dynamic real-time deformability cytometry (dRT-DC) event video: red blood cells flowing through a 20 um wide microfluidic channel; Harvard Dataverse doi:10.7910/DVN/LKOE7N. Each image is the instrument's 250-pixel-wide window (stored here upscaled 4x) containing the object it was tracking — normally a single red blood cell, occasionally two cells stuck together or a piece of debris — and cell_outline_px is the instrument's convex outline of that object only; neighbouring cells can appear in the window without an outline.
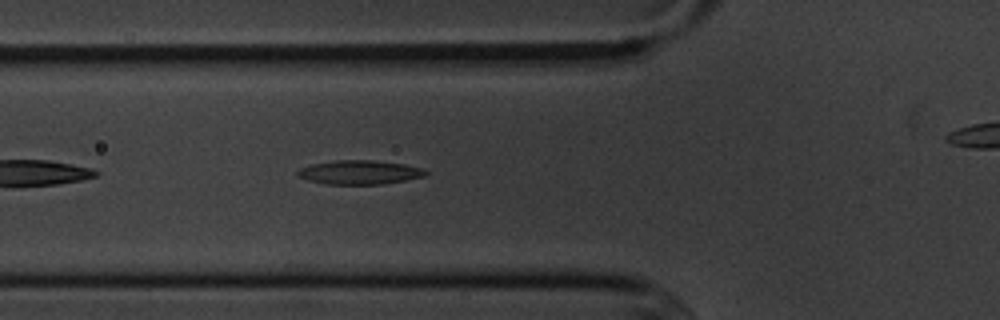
{"species": "common noctule bat (a hibernating species)", "species_latin": "Nyctalus noctula", "temperature_condition": "cold", "stored_images_in_passage": 7, "segment_of_instrument_passage": [1, 2], "camera_frame_rate_fps": 3000, "um_per_image_px": 0.085, "animal": {"sex": "male", "body_mass_g": 20.1, "forearm_length_mm": 53.5}, "frame": {"image": 1, "passage_image": 6, "time_ms": 5.667, "image_size_px": [1000, 320], "cell_outline_px": [[428, 172], [424, 176], [384, 184], [324, 184], [308, 180], [296, 176], [296, 172], [300, 168], [312, 164], [336, 160], [372, 160], [404, 164], [424, 168]], "centroid_in_image_um": [30.54, 14.64], "position_along_channel_um": 95.3, "area_um2": 17.92}}